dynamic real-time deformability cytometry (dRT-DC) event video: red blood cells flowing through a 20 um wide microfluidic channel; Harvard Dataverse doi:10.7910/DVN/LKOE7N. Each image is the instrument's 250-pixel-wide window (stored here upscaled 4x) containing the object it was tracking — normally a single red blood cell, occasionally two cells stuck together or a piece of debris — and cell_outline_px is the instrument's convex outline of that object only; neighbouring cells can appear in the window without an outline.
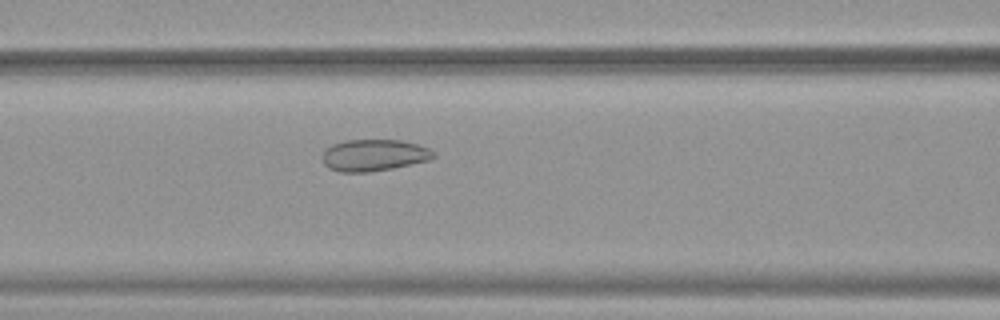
{"species": "common noctule bat (a hibernating species)", "species_latin": "Nyctalus noctula", "temperature_condition": "warm", "stored_images_in_passage": 53, "camera_frame_rate_fps": 3000, "um_per_image_px": 0.085, "animal": {"sex": "female", "body_mass_g": 19.9}, "frame": {"image": 1, "passage_image": 23, "time_ms": 7.333, "image_size_px": [1000, 320], "cell_outline_px": [[436, 156], [432, 160], [392, 168], [368, 172], [340, 172], [328, 168], [324, 164], [320, 156], [332, 144], [344, 140], [400, 140], [432, 148], [436, 152]], "centroid_in_image_um": [31.81, 13.19], "position_along_channel_um": 134.8, "area_um2": 20.81}}
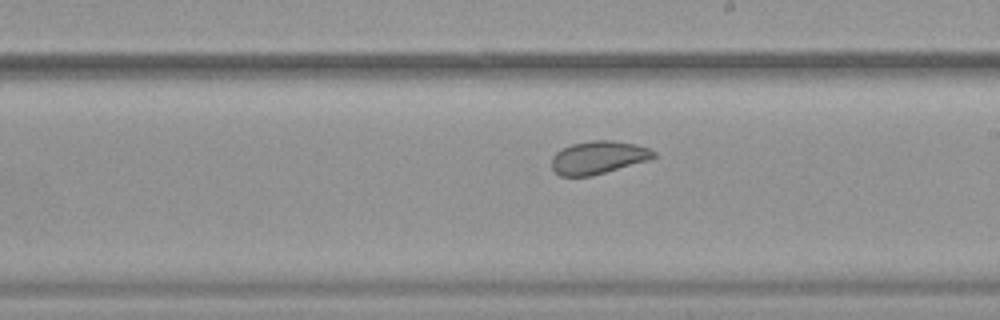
{"frame": {"image": 2, "passage_image": 31, "time_ms": 10.0, "image_size_px": [1000, 320], "cell_outline_px": [[656, 156], [648, 160], [592, 176], [560, 176], [552, 168], [552, 156], [560, 148], [572, 144], [592, 140], [612, 140], [636, 144], [648, 148], [656, 152]], "centroid_in_image_um": [50.84, 13.38], "position_along_channel_um": 238.2, "area_um2": 19.59}}
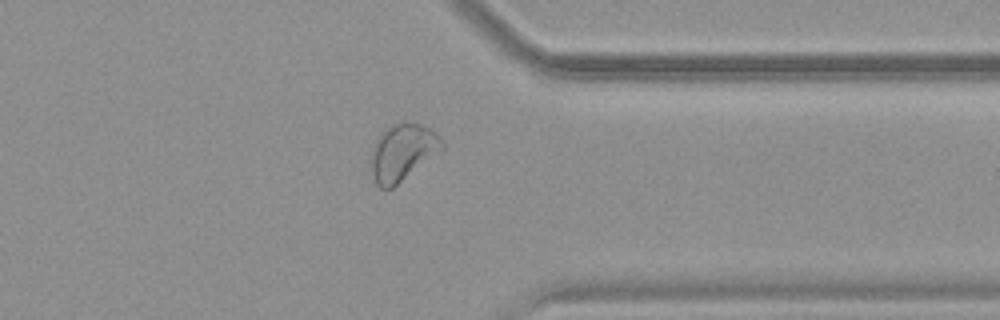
{"frame": {"image": 3, "passage_image": 42, "time_ms": 13.667, "image_size_px": [1000, 320], "cell_outline_px": [[444, 148], [392, 188], [380, 188], [376, 184], [372, 176], [368, 160], [376, 140], [384, 128], [392, 124], [404, 120], [424, 124], [436, 132], [444, 144]], "centroid_in_image_um": [34.18, 12.9], "position_along_channel_um": 377.2, "area_um2": 23.87}, "authors_computed_cell_mechanics": {"area_um2": 25.7788, "velocity_mm_per_s": 3.8969, "shape_relaxation_time_tau1_ms": 7.6536, "shape_relaxation_time_tau2_ms": 1.3397, "deformation_change_tau1": 0.0938, "deformation_change_tau2": 0.0646}}